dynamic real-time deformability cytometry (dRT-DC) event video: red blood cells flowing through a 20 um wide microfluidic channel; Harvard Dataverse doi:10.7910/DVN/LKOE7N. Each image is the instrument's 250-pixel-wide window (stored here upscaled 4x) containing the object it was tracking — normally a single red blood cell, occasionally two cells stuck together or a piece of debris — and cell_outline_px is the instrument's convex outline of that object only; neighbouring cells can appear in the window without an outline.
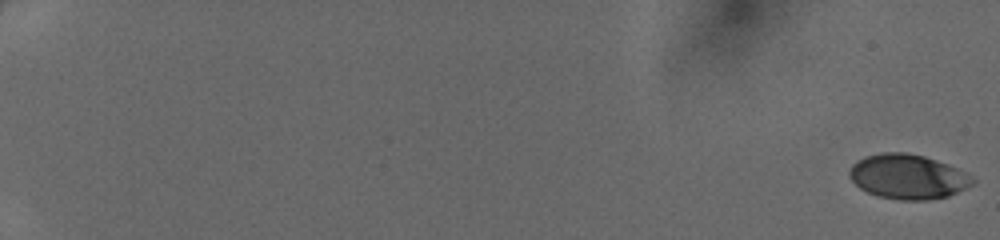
{"species": "human", "species_latin": "Homo sapiens", "temperature_condition": "cold", "stored_images_in_passage": 24, "camera_frame_rate_fps": 3000, "um_per_image_px": 0.085, "donor": {"sex": "female"}, "frame": {"image": 1, "passage_image": 1, "time_ms": 0.0, "image_size_px": [1000, 240], "cell_outline_px": [[976, 180], [972, 184], [948, 196], [928, 200], [900, 200], [876, 196], [860, 188], [852, 180], [848, 172], [852, 164], [868, 156], [884, 152], [908, 152], [924, 156], [948, 164], [964, 172]], "centroid_in_image_um": [77.16, 15.02], "position_along_channel_um": 7.8, "area_um2": 31.79}}
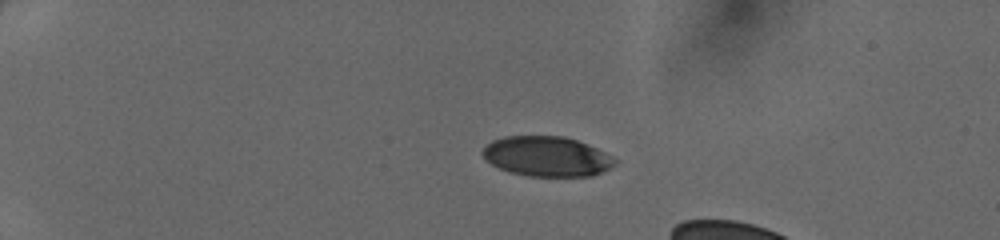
{"frame": {"image": 2, "passage_image": 14, "time_ms": 4.333, "image_size_px": [1000, 240], "cell_outline_px": [[616, 164], [592, 176], [528, 176], [508, 172], [492, 164], [480, 152], [492, 140], [504, 136], [564, 136], [576, 140], [596, 148], [616, 160]], "centroid_in_image_um": [46.44, 13.29], "position_along_channel_um": 38.6, "area_um2": 30.52}}
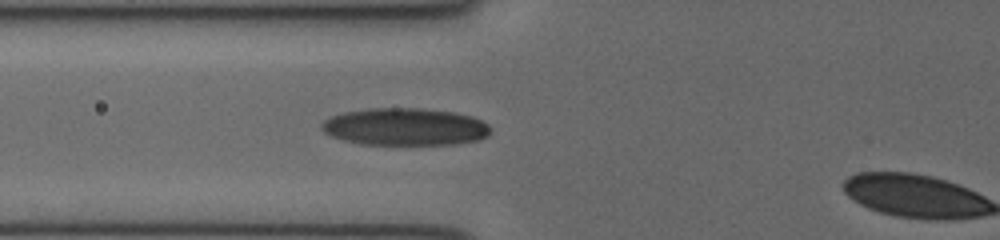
{"frame": {"image": 3, "passage_image": 23, "time_ms": 7.333, "image_size_px": [1000, 240], "cell_outline_px": [[492, 128], [488, 136], [480, 140], [456, 144], [360, 144], [344, 140], [332, 136], [324, 132], [320, 128], [320, 124], [324, 120], [332, 116], [344, 112], [368, 108], [420, 108], [452, 112], [472, 116], [488, 124]], "centroid_in_image_um": [34.44, 10.78], "position_along_channel_um": 91.4, "area_um2": 36.88}}